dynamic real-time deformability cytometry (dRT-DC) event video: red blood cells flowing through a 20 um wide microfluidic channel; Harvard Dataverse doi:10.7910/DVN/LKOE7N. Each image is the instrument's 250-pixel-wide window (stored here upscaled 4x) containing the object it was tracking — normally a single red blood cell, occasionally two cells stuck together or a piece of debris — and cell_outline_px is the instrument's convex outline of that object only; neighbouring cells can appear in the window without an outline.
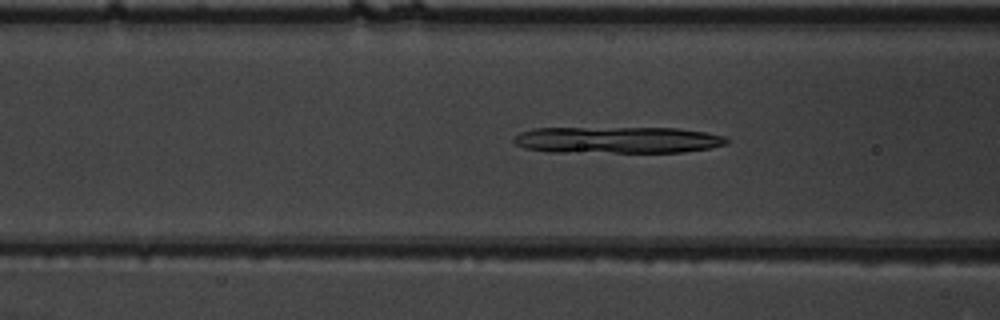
{"species": "common noctule bat (a hibernating species)", "species_latin": "Nyctalus noctula", "temperature_condition": "warm", "stored_images_in_passage": 52, "camera_frame_rate_fps": 3000, "um_per_image_px": 0.085, "animal": {"sex": "male", "body_mass_g": 19.5, "forearm_length_mm": 54.6}, "frame": {"image": 1, "passage_image": 21, "time_ms": 6.667, "image_size_px": [1000, 320], "cell_outline_px": [[728, 144], [712, 148], [684, 152], [548, 152], [524, 148], [516, 144], [512, 140], [520, 132], [536, 128], [680, 128], [704, 132], [724, 136], [728, 140]], "centroid_in_image_um": [52.5, 11.9], "position_along_channel_um": 114.1, "area_um2": 33.18}}
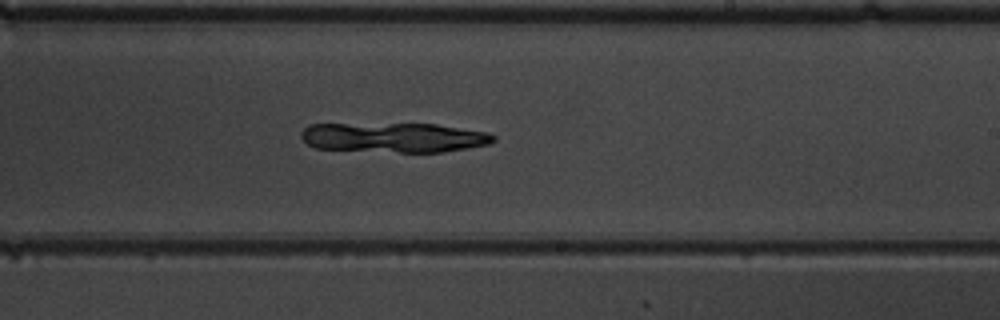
{"frame": {"image": 2, "passage_image": 32, "time_ms": 10.333, "image_size_px": [1000, 320], "cell_outline_px": [[496, 140], [488, 144], [468, 148], [444, 152], [400, 152], [316, 148], [308, 144], [300, 136], [300, 132], [308, 124], [436, 124], [488, 132], [496, 136]], "centroid_in_image_um": [33.51, 11.68], "position_along_channel_um": 255.5, "area_um2": 33.29}}
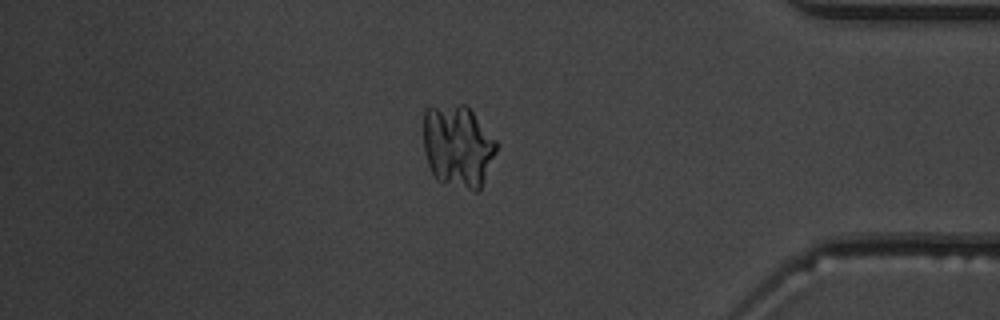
{"frame": {"image": 3, "passage_image": 45, "time_ms": 14.667, "image_size_px": [1000, 320], "cell_outline_px": [[496, 152], [480, 188], [476, 192], [472, 192], [436, 180], [428, 164], [424, 152], [424, 108], [460, 104], [464, 104], [472, 112], [496, 140]], "centroid_in_image_um": [38.9, 12.44], "position_along_channel_um": 396.3, "area_um2": 34.91}}